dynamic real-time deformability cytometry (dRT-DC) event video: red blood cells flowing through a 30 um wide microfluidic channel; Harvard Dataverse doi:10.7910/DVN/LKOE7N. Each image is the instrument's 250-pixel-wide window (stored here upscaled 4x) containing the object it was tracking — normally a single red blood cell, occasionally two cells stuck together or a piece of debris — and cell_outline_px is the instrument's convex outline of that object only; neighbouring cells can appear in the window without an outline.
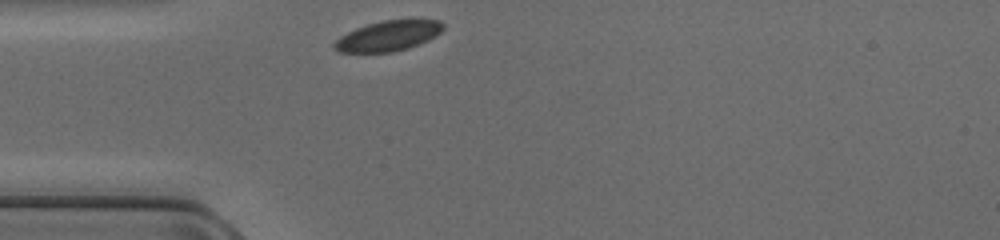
{"species": "common noctule bat (a hibernating species)", "species_latin": "Nyctalus noctula", "temperature_condition": "cold", "stored_images_in_passage": 8, "camera_frame_rate_fps": 3000, "um_per_image_px": 0.085, "animal": {"sex": "female", "body_mass_g": 17.0, "forearm_length_mm": 48.0}, "frame": {"image": 1, "passage_image": 1, "time_ms": 0.0, "image_size_px": [1000, 240], "cell_outline_px": [[444, 28], [436, 36], [428, 40], [408, 48], [392, 52], [340, 52], [332, 48], [332, 44], [340, 36], [356, 28], [368, 24], [384, 20], [440, 20], [444, 24]], "centroid_in_image_um": [32.99, 3.05], "position_along_channel_um": 52.0, "area_um2": 19.07}}
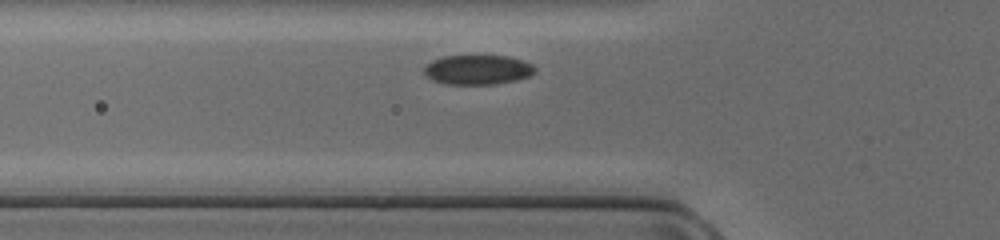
{"frame": {"image": 2, "passage_image": 4, "time_ms": 1.0, "image_size_px": [1000, 240], "cell_outline_px": [[536, 72], [528, 76], [516, 80], [496, 84], [444, 84], [432, 80], [424, 72], [424, 64], [432, 60], [444, 56], [508, 56], [524, 60], [532, 64], [536, 68]], "centroid_in_image_um": [40.6, 5.92], "position_along_channel_um": 85.2, "area_um2": 19.25}}
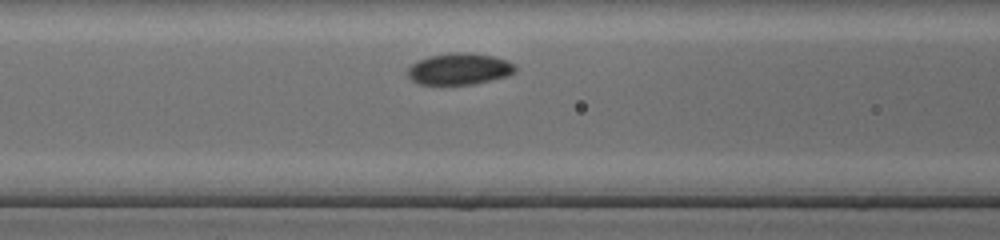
{"frame": {"image": 3, "passage_image": 7, "time_ms": 2.0, "image_size_px": [1000, 240], "cell_outline_px": [[516, 72], [508, 76], [472, 84], [420, 84], [412, 80], [408, 76], [408, 68], [412, 64], [428, 56], [452, 52], [464, 52], [492, 56], [508, 60], [516, 64]], "centroid_in_image_um": [39.08, 5.85], "position_along_channel_um": 127.5, "area_um2": 19.71}}